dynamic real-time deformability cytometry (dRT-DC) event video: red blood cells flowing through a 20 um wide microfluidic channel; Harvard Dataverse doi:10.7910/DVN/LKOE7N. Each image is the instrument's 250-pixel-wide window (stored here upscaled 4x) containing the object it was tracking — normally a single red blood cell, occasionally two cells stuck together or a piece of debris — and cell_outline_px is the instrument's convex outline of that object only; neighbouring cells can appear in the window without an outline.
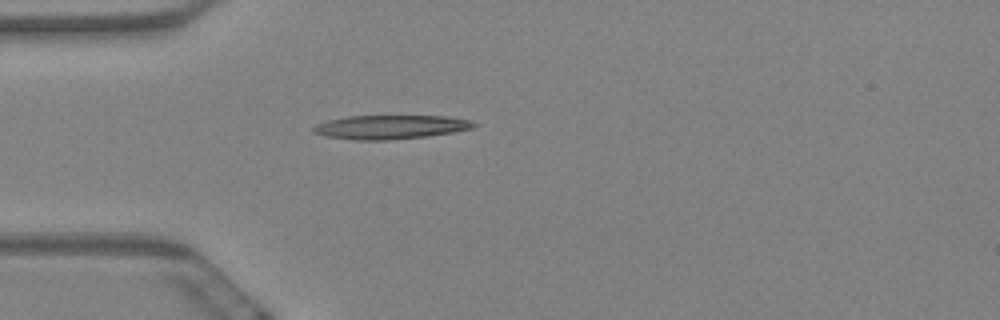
{"species": "Egyptian fruit bat (a non-hibernating species)", "species_latin": "Rousettus aegyptiacus", "temperature_condition": "warm", "stored_images_in_passage": 14, "camera_frame_rate_fps": 3000, "um_per_image_px": 0.085, "animal": {"sex": "female"}, "frame": {"image": 1, "passage_image": 1, "time_ms": 0.0, "image_size_px": [1000, 320], "cell_outline_px": [[476, 124], [472, 128], [452, 132], [424, 136], [388, 140], [356, 140], [324, 136], [312, 132], [312, 128], [316, 124], [328, 120], [348, 116], [444, 116], [472, 120]], "centroid_in_image_um": [33.14, 10.79], "position_along_channel_um": 51.9, "area_um2": 22.2}}
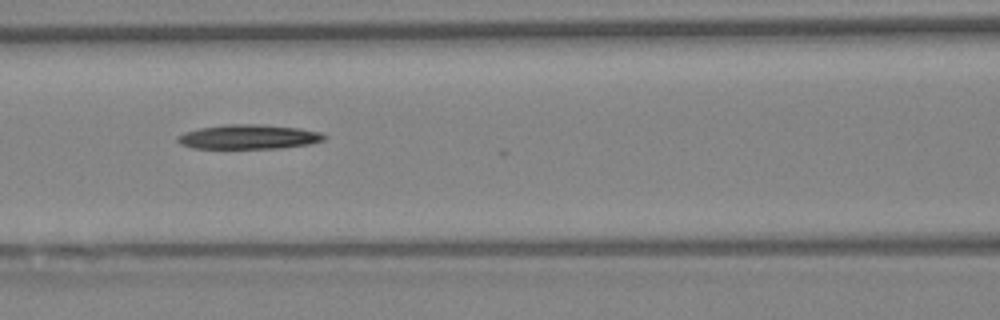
{"frame": {"image": 2, "passage_image": 10, "time_ms": 3.0, "image_size_px": [1000, 320], "cell_outline_px": [[328, 136], [324, 140], [308, 144], [280, 148], [192, 148], [180, 144], [176, 140], [176, 136], [184, 132], [196, 128], [224, 124], [256, 124], [300, 128], [320, 132]], "centroid_in_image_um": [21.09, 11.62], "position_along_channel_um": 145.5, "area_um2": 21.04}}
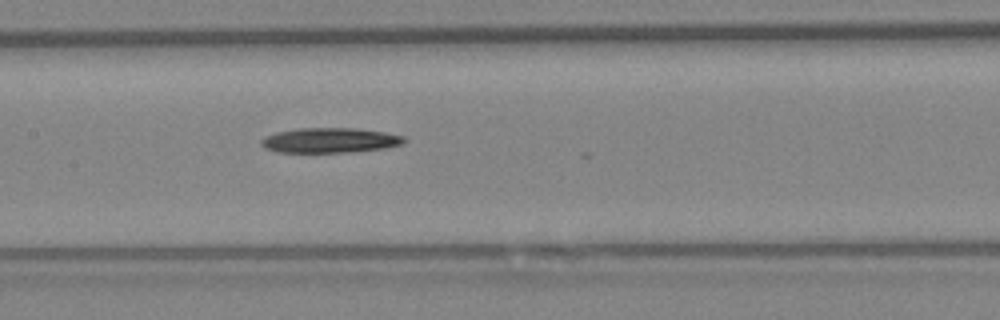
{"frame": {"image": 3, "passage_image": 13, "time_ms": 4.0, "image_size_px": [1000, 320], "cell_outline_px": [[408, 140], [400, 144], [384, 148], [352, 152], [276, 152], [264, 148], [260, 144], [260, 140], [264, 136], [276, 132], [300, 128], [356, 128], [384, 132], [404, 136]], "centroid_in_image_um": [28.01, 11.92], "position_along_channel_um": 179.4, "area_um2": 20.87}}